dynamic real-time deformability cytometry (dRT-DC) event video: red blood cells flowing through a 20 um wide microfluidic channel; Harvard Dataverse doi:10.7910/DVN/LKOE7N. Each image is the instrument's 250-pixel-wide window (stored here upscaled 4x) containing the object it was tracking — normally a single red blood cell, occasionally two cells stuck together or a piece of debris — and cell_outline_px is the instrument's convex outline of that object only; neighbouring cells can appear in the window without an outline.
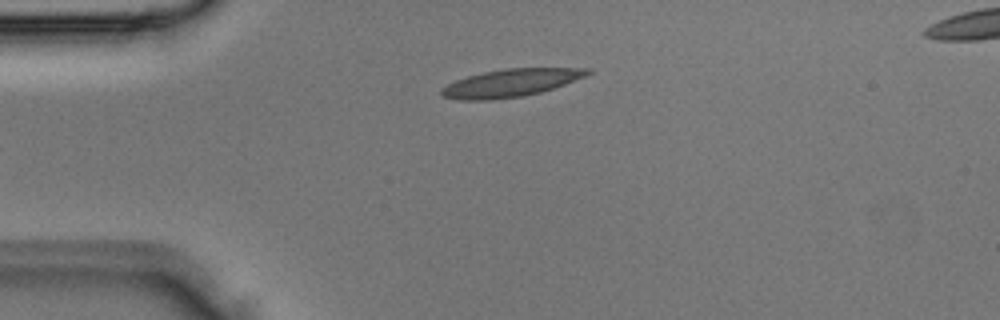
{"species": "Egyptian fruit bat (a non-hibernating species)", "species_latin": "Rousettus aegyptiacus", "temperature_condition": "room temperature", "stored_images_in_passage": 3, "segment_of_instrument_passage": [1, 2], "camera_frame_rate_fps": 3000, "um_per_image_px": 0.085, "animal": {"sex": "male"}, "frame": {"image": 1, "passage_image": 2, "time_ms": 0.333, "image_size_px": [1000, 320], "cell_outline_px": [[592, 72], [584, 76], [564, 84], [540, 92], [520, 96], [492, 100], [460, 100], [440, 96], [440, 88], [456, 80], [468, 76], [484, 72], [504, 68], [592, 68]], "centroid_in_image_um": [43.36, 7.05], "position_along_channel_um": 41.6, "area_um2": 23.41}}